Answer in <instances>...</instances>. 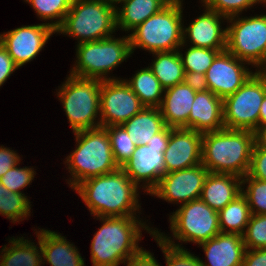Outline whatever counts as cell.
Returning <instances> with one entry per match:
<instances>
[{"mask_svg": "<svg viewBox=\"0 0 266 266\" xmlns=\"http://www.w3.org/2000/svg\"><path fill=\"white\" fill-rule=\"evenodd\" d=\"M178 206L169 214L171 236L155 228V234L166 244L184 248L182 243L199 245L221 233L218 212L201 198Z\"/></svg>", "mask_w": 266, "mask_h": 266, "instance_id": "52a82bcc", "label": "cell"}, {"mask_svg": "<svg viewBox=\"0 0 266 266\" xmlns=\"http://www.w3.org/2000/svg\"><path fill=\"white\" fill-rule=\"evenodd\" d=\"M249 66L227 50L220 52L205 73L209 90L222 99L234 94L254 73Z\"/></svg>", "mask_w": 266, "mask_h": 266, "instance_id": "9a60e30c", "label": "cell"}, {"mask_svg": "<svg viewBox=\"0 0 266 266\" xmlns=\"http://www.w3.org/2000/svg\"><path fill=\"white\" fill-rule=\"evenodd\" d=\"M256 71L266 76V58L262 65Z\"/></svg>", "mask_w": 266, "mask_h": 266, "instance_id": "c3c4849f", "label": "cell"}, {"mask_svg": "<svg viewBox=\"0 0 266 266\" xmlns=\"http://www.w3.org/2000/svg\"><path fill=\"white\" fill-rule=\"evenodd\" d=\"M123 264L125 266H162L158 263L157 259H155L154 253H151L150 250H144V248Z\"/></svg>", "mask_w": 266, "mask_h": 266, "instance_id": "b9f144b4", "label": "cell"}, {"mask_svg": "<svg viewBox=\"0 0 266 266\" xmlns=\"http://www.w3.org/2000/svg\"><path fill=\"white\" fill-rule=\"evenodd\" d=\"M242 237L246 249L266 248V214H251Z\"/></svg>", "mask_w": 266, "mask_h": 266, "instance_id": "74e56055", "label": "cell"}, {"mask_svg": "<svg viewBox=\"0 0 266 266\" xmlns=\"http://www.w3.org/2000/svg\"><path fill=\"white\" fill-rule=\"evenodd\" d=\"M242 195L247 200L251 214H266V181L248 175L242 177Z\"/></svg>", "mask_w": 266, "mask_h": 266, "instance_id": "836d02e7", "label": "cell"}, {"mask_svg": "<svg viewBox=\"0 0 266 266\" xmlns=\"http://www.w3.org/2000/svg\"><path fill=\"white\" fill-rule=\"evenodd\" d=\"M171 0H127L116 8V29L130 33L149 17L161 11ZM122 7V8H121Z\"/></svg>", "mask_w": 266, "mask_h": 266, "instance_id": "cb8c5ba5", "label": "cell"}, {"mask_svg": "<svg viewBox=\"0 0 266 266\" xmlns=\"http://www.w3.org/2000/svg\"><path fill=\"white\" fill-rule=\"evenodd\" d=\"M34 234L42 248L43 265L86 266L78 248L58 231L38 227Z\"/></svg>", "mask_w": 266, "mask_h": 266, "instance_id": "44dd1931", "label": "cell"}, {"mask_svg": "<svg viewBox=\"0 0 266 266\" xmlns=\"http://www.w3.org/2000/svg\"><path fill=\"white\" fill-rule=\"evenodd\" d=\"M226 50L257 70L266 58V14L228 17Z\"/></svg>", "mask_w": 266, "mask_h": 266, "instance_id": "30bf717a", "label": "cell"}, {"mask_svg": "<svg viewBox=\"0 0 266 266\" xmlns=\"http://www.w3.org/2000/svg\"><path fill=\"white\" fill-rule=\"evenodd\" d=\"M203 13L183 26V43L193 47L226 50L227 27H222L228 18L204 7ZM191 43V44H190Z\"/></svg>", "mask_w": 266, "mask_h": 266, "instance_id": "ac0fdd59", "label": "cell"}, {"mask_svg": "<svg viewBox=\"0 0 266 266\" xmlns=\"http://www.w3.org/2000/svg\"><path fill=\"white\" fill-rule=\"evenodd\" d=\"M124 80L145 107L161 106L165 89L148 66L138 69L131 78Z\"/></svg>", "mask_w": 266, "mask_h": 266, "instance_id": "83f0119b", "label": "cell"}, {"mask_svg": "<svg viewBox=\"0 0 266 266\" xmlns=\"http://www.w3.org/2000/svg\"><path fill=\"white\" fill-rule=\"evenodd\" d=\"M21 161L8 170L1 178L0 183L3 184L9 191L14 193H23V188H27L34 181L37 174L34 167H21ZM20 166V167H19ZM33 180V181H32ZM22 190V191H21Z\"/></svg>", "mask_w": 266, "mask_h": 266, "instance_id": "e575fe53", "label": "cell"}, {"mask_svg": "<svg viewBox=\"0 0 266 266\" xmlns=\"http://www.w3.org/2000/svg\"><path fill=\"white\" fill-rule=\"evenodd\" d=\"M31 203L27 195L11 192L0 183V215L11 220L12 224L28 220Z\"/></svg>", "mask_w": 266, "mask_h": 266, "instance_id": "f546056e", "label": "cell"}, {"mask_svg": "<svg viewBox=\"0 0 266 266\" xmlns=\"http://www.w3.org/2000/svg\"><path fill=\"white\" fill-rule=\"evenodd\" d=\"M251 216L246 198L241 194L218 211L221 233L243 235Z\"/></svg>", "mask_w": 266, "mask_h": 266, "instance_id": "f1b7e54d", "label": "cell"}, {"mask_svg": "<svg viewBox=\"0 0 266 266\" xmlns=\"http://www.w3.org/2000/svg\"><path fill=\"white\" fill-rule=\"evenodd\" d=\"M203 7L217 12L223 16L231 17L234 15H241L242 12L255 8L260 3L263 4V0H200Z\"/></svg>", "mask_w": 266, "mask_h": 266, "instance_id": "8d00e7d4", "label": "cell"}, {"mask_svg": "<svg viewBox=\"0 0 266 266\" xmlns=\"http://www.w3.org/2000/svg\"><path fill=\"white\" fill-rule=\"evenodd\" d=\"M122 126L136 142V145H147L151 137L161 132L166 124L159 108L144 107Z\"/></svg>", "mask_w": 266, "mask_h": 266, "instance_id": "484cf974", "label": "cell"}, {"mask_svg": "<svg viewBox=\"0 0 266 266\" xmlns=\"http://www.w3.org/2000/svg\"><path fill=\"white\" fill-rule=\"evenodd\" d=\"M172 127L166 126L161 132L151 137L148 146L167 147Z\"/></svg>", "mask_w": 266, "mask_h": 266, "instance_id": "f6af8a7d", "label": "cell"}, {"mask_svg": "<svg viewBox=\"0 0 266 266\" xmlns=\"http://www.w3.org/2000/svg\"><path fill=\"white\" fill-rule=\"evenodd\" d=\"M101 80L80 78L68 74L56 94L62 103L72 132L93 129L100 122Z\"/></svg>", "mask_w": 266, "mask_h": 266, "instance_id": "9c48e42d", "label": "cell"}, {"mask_svg": "<svg viewBox=\"0 0 266 266\" xmlns=\"http://www.w3.org/2000/svg\"><path fill=\"white\" fill-rule=\"evenodd\" d=\"M56 30L45 24L22 25L0 33V43L7 50L15 65L20 68L36 59Z\"/></svg>", "mask_w": 266, "mask_h": 266, "instance_id": "5bb4252c", "label": "cell"}, {"mask_svg": "<svg viewBox=\"0 0 266 266\" xmlns=\"http://www.w3.org/2000/svg\"><path fill=\"white\" fill-rule=\"evenodd\" d=\"M203 134L186 129L172 128L164 151L165 173L188 169L201 164Z\"/></svg>", "mask_w": 266, "mask_h": 266, "instance_id": "e0dca14e", "label": "cell"}, {"mask_svg": "<svg viewBox=\"0 0 266 266\" xmlns=\"http://www.w3.org/2000/svg\"><path fill=\"white\" fill-rule=\"evenodd\" d=\"M107 131L115 162L121 167L132 157L133 152L136 150V142L122 125L107 127Z\"/></svg>", "mask_w": 266, "mask_h": 266, "instance_id": "d6a6232c", "label": "cell"}, {"mask_svg": "<svg viewBox=\"0 0 266 266\" xmlns=\"http://www.w3.org/2000/svg\"><path fill=\"white\" fill-rule=\"evenodd\" d=\"M74 190L94 219L142 214L140 188L130 180L121 167L113 172L88 178Z\"/></svg>", "mask_w": 266, "mask_h": 266, "instance_id": "6da1fadb", "label": "cell"}, {"mask_svg": "<svg viewBox=\"0 0 266 266\" xmlns=\"http://www.w3.org/2000/svg\"><path fill=\"white\" fill-rule=\"evenodd\" d=\"M242 194V178L233 174L209 172L200 198L217 212Z\"/></svg>", "mask_w": 266, "mask_h": 266, "instance_id": "603a6c76", "label": "cell"}, {"mask_svg": "<svg viewBox=\"0 0 266 266\" xmlns=\"http://www.w3.org/2000/svg\"><path fill=\"white\" fill-rule=\"evenodd\" d=\"M166 148L137 145L132 157L121 166L130 180L143 189V194L148 195L165 174L163 153Z\"/></svg>", "mask_w": 266, "mask_h": 266, "instance_id": "2e32d148", "label": "cell"}, {"mask_svg": "<svg viewBox=\"0 0 266 266\" xmlns=\"http://www.w3.org/2000/svg\"><path fill=\"white\" fill-rule=\"evenodd\" d=\"M22 161L21 156L12 148L0 146V178L13 166Z\"/></svg>", "mask_w": 266, "mask_h": 266, "instance_id": "ab89813d", "label": "cell"}, {"mask_svg": "<svg viewBox=\"0 0 266 266\" xmlns=\"http://www.w3.org/2000/svg\"><path fill=\"white\" fill-rule=\"evenodd\" d=\"M152 238L157 242L158 247L164 254L166 266H202L200 257L188 251V249L178 248L166 244L156 234Z\"/></svg>", "mask_w": 266, "mask_h": 266, "instance_id": "d590c367", "label": "cell"}, {"mask_svg": "<svg viewBox=\"0 0 266 266\" xmlns=\"http://www.w3.org/2000/svg\"><path fill=\"white\" fill-rule=\"evenodd\" d=\"M188 129L201 134L224 129L223 99L210 90L196 92L188 117Z\"/></svg>", "mask_w": 266, "mask_h": 266, "instance_id": "ffe728a7", "label": "cell"}, {"mask_svg": "<svg viewBox=\"0 0 266 266\" xmlns=\"http://www.w3.org/2000/svg\"><path fill=\"white\" fill-rule=\"evenodd\" d=\"M19 69L7 50L0 43V87L8 80V78Z\"/></svg>", "mask_w": 266, "mask_h": 266, "instance_id": "60d3db41", "label": "cell"}, {"mask_svg": "<svg viewBox=\"0 0 266 266\" xmlns=\"http://www.w3.org/2000/svg\"><path fill=\"white\" fill-rule=\"evenodd\" d=\"M9 244L2 246L0 251V266H43L42 248L28 237H10ZM38 245V246H37Z\"/></svg>", "mask_w": 266, "mask_h": 266, "instance_id": "d4e9b609", "label": "cell"}, {"mask_svg": "<svg viewBox=\"0 0 266 266\" xmlns=\"http://www.w3.org/2000/svg\"><path fill=\"white\" fill-rule=\"evenodd\" d=\"M75 47L76 60L69 74L80 78L99 79L101 81L123 79L112 76L110 71L115 70L132 56L129 35L112 36L102 40L76 44Z\"/></svg>", "mask_w": 266, "mask_h": 266, "instance_id": "8992f818", "label": "cell"}, {"mask_svg": "<svg viewBox=\"0 0 266 266\" xmlns=\"http://www.w3.org/2000/svg\"><path fill=\"white\" fill-rule=\"evenodd\" d=\"M255 142L262 148H266V126L255 132Z\"/></svg>", "mask_w": 266, "mask_h": 266, "instance_id": "bcb514c9", "label": "cell"}, {"mask_svg": "<svg viewBox=\"0 0 266 266\" xmlns=\"http://www.w3.org/2000/svg\"><path fill=\"white\" fill-rule=\"evenodd\" d=\"M189 47V48H187ZM184 50L182 49H185ZM179 54L182 59L185 72H197L205 74L215 57L225 50H213L210 48L193 47L187 44H182L179 48ZM181 50V51H180ZM182 51L184 53H182Z\"/></svg>", "mask_w": 266, "mask_h": 266, "instance_id": "1f68e13d", "label": "cell"}, {"mask_svg": "<svg viewBox=\"0 0 266 266\" xmlns=\"http://www.w3.org/2000/svg\"><path fill=\"white\" fill-rule=\"evenodd\" d=\"M152 63L148 67L164 89L184 82L185 71L179 50L151 53ZM150 65V66H149Z\"/></svg>", "mask_w": 266, "mask_h": 266, "instance_id": "4316f807", "label": "cell"}, {"mask_svg": "<svg viewBox=\"0 0 266 266\" xmlns=\"http://www.w3.org/2000/svg\"><path fill=\"white\" fill-rule=\"evenodd\" d=\"M116 31V8L108 0H73L56 34L81 44L112 37Z\"/></svg>", "mask_w": 266, "mask_h": 266, "instance_id": "5b68a950", "label": "cell"}, {"mask_svg": "<svg viewBox=\"0 0 266 266\" xmlns=\"http://www.w3.org/2000/svg\"><path fill=\"white\" fill-rule=\"evenodd\" d=\"M102 225L94 233L90 246L92 266H119L139 253L142 231L152 237L155 228L149 227L140 216L97 217Z\"/></svg>", "mask_w": 266, "mask_h": 266, "instance_id": "7a4b0ae2", "label": "cell"}, {"mask_svg": "<svg viewBox=\"0 0 266 266\" xmlns=\"http://www.w3.org/2000/svg\"><path fill=\"white\" fill-rule=\"evenodd\" d=\"M242 266H266V248L246 249Z\"/></svg>", "mask_w": 266, "mask_h": 266, "instance_id": "7bdbcfd3", "label": "cell"}, {"mask_svg": "<svg viewBox=\"0 0 266 266\" xmlns=\"http://www.w3.org/2000/svg\"><path fill=\"white\" fill-rule=\"evenodd\" d=\"M115 8L119 6V4H122L123 2L127 0H108ZM118 5V6H117Z\"/></svg>", "mask_w": 266, "mask_h": 266, "instance_id": "681fc988", "label": "cell"}, {"mask_svg": "<svg viewBox=\"0 0 266 266\" xmlns=\"http://www.w3.org/2000/svg\"><path fill=\"white\" fill-rule=\"evenodd\" d=\"M255 133L249 130L222 129L203 134V166L211 173L247 175Z\"/></svg>", "mask_w": 266, "mask_h": 266, "instance_id": "3957f363", "label": "cell"}, {"mask_svg": "<svg viewBox=\"0 0 266 266\" xmlns=\"http://www.w3.org/2000/svg\"><path fill=\"white\" fill-rule=\"evenodd\" d=\"M73 133L76 148L63 161L70 174L66 181L72 190L88 178L104 175L119 168L113 156L107 127L100 126Z\"/></svg>", "mask_w": 266, "mask_h": 266, "instance_id": "277c9868", "label": "cell"}, {"mask_svg": "<svg viewBox=\"0 0 266 266\" xmlns=\"http://www.w3.org/2000/svg\"><path fill=\"white\" fill-rule=\"evenodd\" d=\"M195 96L196 91L184 82L165 89L159 109L166 126L188 129V117Z\"/></svg>", "mask_w": 266, "mask_h": 266, "instance_id": "7402d4cb", "label": "cell"}, {"mask_svg": "<svg viewBox=\"0 0 266 266\" xmlns=\"http://www.w3.org/2000/svg\"><path fill=\"white\" fill-rule=\"evenodd\" d=\"M209 171L199 164L195 167L165 173L149 193L171 204L183 205L198 199Z\"/></svg>", "mask_w": 266, "mask_h": 266, "instance_id": "4fadbf2b", "label": "cell"}, {"mask_svg": "<svg viewBox=\"0 0 266 266\" xmlns=\"http://www.w3.org/2000/svg\"><path fill=\"white\" fill-rule=\"evenodd\" d=\"M198 247H202L207 258L202 266H242L246 247L242 235L219 233Z\"/></svg>", "mask_w": 266, "mask_h": 266, "instance_id": "d6986e66", "label": "cell"}, {"mask_svg": "<svg viewBox=\"0 0 266 266\" xmlns=\"http://www.w3.org/2000/svg\"><path fill=\"white\" fill-rule=\"evenodd\" d=\"M263 2H264V7H266V0H263Z\"/></svg>", "mask_w": 266, "mask_h": 266, "instance_id": "816d5d0a", "label": "cell"}, {"mask_svg": "<svg viewBox=\"0 0 266 266\" xmlns=\"http://www.w3.org/2000/svg\"><path fill=\"white\" fill-rule=\"evenodd\" d=\"M171 1H179V2H183V0H171Z\"/></svg>", "mask_w": 266, "mask_h": 266, "instance_id": "f907efd6", "label": "cell"}, {"mask_svg": "<svg viewBox=\"0 0 266 266\" xmlns=\"http://www.w3.org/2000/svg\"><path fill=\"white\" fill-rule=\"evenodd\" d=\"M265 93L266 76L254 71L234 94L223 99L224 128L255 133Z\"/></svg>", "mask_w": 266, "mask_h": 266, "instance_id": "8fae6325", "label": "cell"}, {"mask_svg": "<svg viewBox=\"0 0 266 266\" xmlns=\"http://www.w3.org/2000/svg\"><path fill=\"white\" fill-rule=\"evenodd\" d=\"M73 0H24L36 12L40 21L55 30L62 24Z\"/></svg>", "mask_w": 266, "mask_h": 266, "instance_id": "4dcf8cb0", "label": "cell"}, {"mask_svg": "<svg viewBox=\"0 0 266 266\" xmlns=\"http://www.w3.org/2000/svg\"><path fill=\"white\" fill-rule=\"evenodd\" d=\"M266 126V93L261 103L259 118H258V129Z\"/></svg>", "mask_w": 266, "mask_h": 266, "instance_id": "7dc6e473", "label": "cell"}, {"mask_svg": "<svg viewBox=\"0 0 266 266\" xmlns=\"http://www.w3.org/2000/svg\"><path fill=\"white\" fill-rule=\"evenodd\" d=\"M183 2L171 1L128 35L132 54L137 48L154 52L174 51L183 43Z\"/></svg>", "mask_w": 266, "mask_h": 266, "instance_id": "ba28073f", "label": "cell"}, {"mask_svg": "<svg viewBox=\"0 0 266 266\" xmlns=\"http://www.w3.org/2000/svg\"><path fill=\"white\" fill-rule=\"evenodd\" d=\"M144 107L124 79L101 81V127L121 126Z\"/></svg>", "mask_w": 266, "mask_h": 266, "instance_id": "7c38bea8", "label": "cell"}, {"mask_svg": "<svg viewBox=\"0 0 266 266\" xmlns=\"http://www.w3.org/2000/svg\"><path fill=\"white\" fill-rule=\"evenodd\" d=\"M184 83L196 92L209 90L205 74L185 72Z\"/></svg>", "mask_w": 266, "mask_h": 266, "instance_id": "ee69618b", "label": "cell"}, {"mask_svg": "<svg viewBox=\"0 0 266 266\" xmlns=\"http://www.w3.org/2000/svg\"><path fill=\"white\" fill-rule=\"evenodd\" d=\"M247 175L251 178L266 181V148L254 143L250 168Z\"/></svg>", "mask_w": 266, "mask_h": 266, "instance_id": "f35d334b", "label": "cell"}]
</instances>
